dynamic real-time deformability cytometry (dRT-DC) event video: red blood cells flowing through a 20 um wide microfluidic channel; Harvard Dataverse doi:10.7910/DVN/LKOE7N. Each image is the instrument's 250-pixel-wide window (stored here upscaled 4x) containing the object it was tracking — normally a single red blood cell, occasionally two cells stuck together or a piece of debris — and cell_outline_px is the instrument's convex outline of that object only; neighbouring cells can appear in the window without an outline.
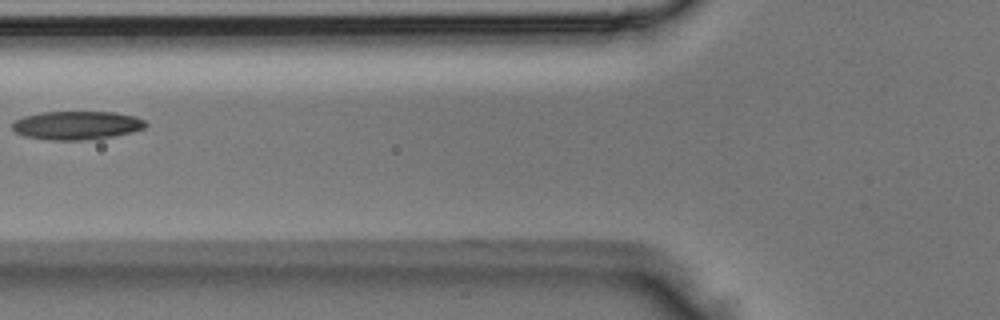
{"species": "Egyptian fruit bat (a non-hibernating species)", "species_latin": "Rousettus aegyptiacus", "temperature_condition": "room temperature", "stored_images_in_passage": 5, "camera_frame_rate_fps": 3000, "um_per_image_px": 0.085, "animal": {"sex": "male"}, "frame": {"image": 1, "passage_image": 5, "time_ms": 1.333, "image_size_px": [1000, 320], "cell_outline_px": [[148, 124], [144, 128], [132, 132], [112, 136], [84, 140], [48, 140], [24, 136], [16, 132], [12, 128], [12, 124], [16, 120], [24, 116], [40, 112], [116, 112], [136, 116], [144, 120]], "centroid_in_image_um": [6.53, 10.65], "position_along_channel_um": 119.3, "area_um2": 22.2}}